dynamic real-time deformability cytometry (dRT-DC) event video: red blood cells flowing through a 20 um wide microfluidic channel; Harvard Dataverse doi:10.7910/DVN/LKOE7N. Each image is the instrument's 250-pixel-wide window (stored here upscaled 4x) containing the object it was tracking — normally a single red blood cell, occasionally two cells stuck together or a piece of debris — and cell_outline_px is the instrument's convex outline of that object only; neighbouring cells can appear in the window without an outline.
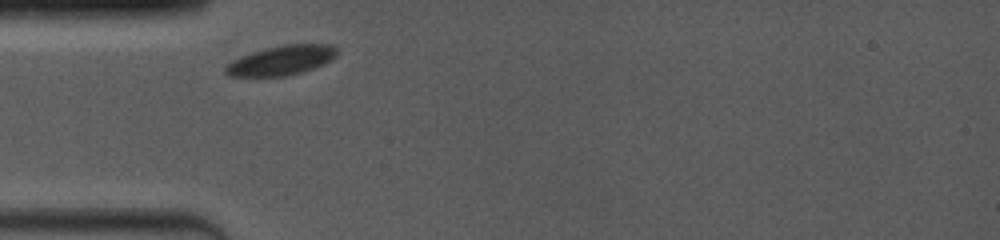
{"species": "common noctule bat (a hibernating species)", "species_latin": "Nyctalus noctula", "temperature_condition": "room temperature", "stored_images_in_passage": 23, "camera_frame_rate_fps": 4000, "um_per_image_px": 0.085, "animal": {"sex": "female", "body_mass_g": 19.0, "forearm_length_mm": 53.3}, "frame": {"image": 1, "passage_image": 1, "time_ms": 0.0, "image_size_px": [1000, 240], "cell_outline_px": [[336, 56], [332, 60], [324, 64], [304, 72], [288, 76], [228, 76], [224, 72], [224, 68], [232, 60], [240, 56], [264, 48], [280, 44], [332, 44], [336, 48]], "centroid_in_image_um": [23.92, 5.13], "position_along_channel_um": 61.1, "area_um2": 19.48}}
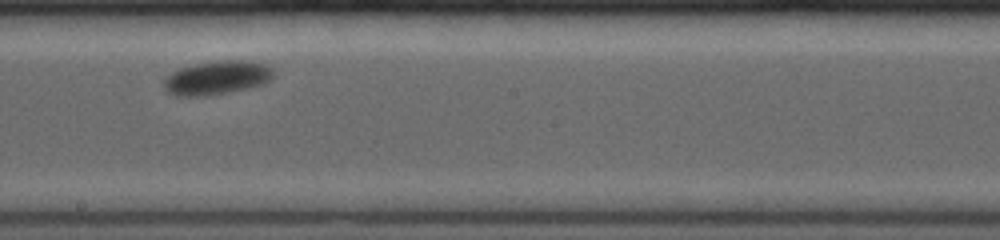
{"frame": {"image": 2, "passage_image": 10, "time_ms": 4.75, "image_size_px": [1000, 240], "cell_outline_px": [[276, 72], [264, 84], [248, 88], [228, 92], [204, 96], [176, 96], [168, 92], [164, 88], [164, 80], [172, 72], [180, 68], [196, 64], [220, 60], [248, 60], [268, 64]], "centroid_in_image_um": [18.48, 6.6], "position_along_channel_um": 229.7, "area_um2": 21.62}}
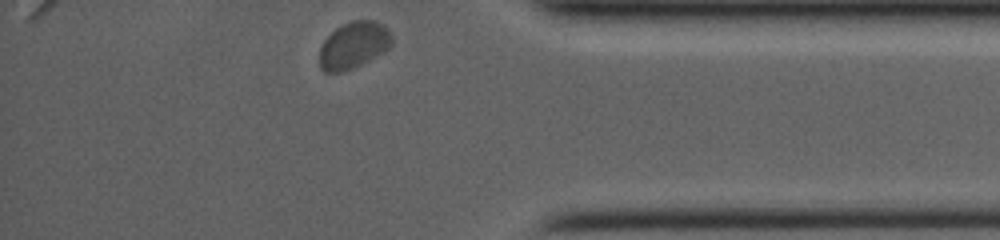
{"frame": {"image": 3, "passage_image": 23, "time_ms": 9.75, "image_size_px": [1000, 240], "cell_outline_px": [[392, 44], [384, 52], [352, 68], [340, 72], [324, 72], [320, 68], [320, 48], [324, 40], [336, 28], [352, 20], [376, 20], [384, 24], [388, 28], [392, 36]], "centroid_in_image_um": [30.08, 3.82], "position_along_channel_um": 405.1, "area_um2": 19.65}}